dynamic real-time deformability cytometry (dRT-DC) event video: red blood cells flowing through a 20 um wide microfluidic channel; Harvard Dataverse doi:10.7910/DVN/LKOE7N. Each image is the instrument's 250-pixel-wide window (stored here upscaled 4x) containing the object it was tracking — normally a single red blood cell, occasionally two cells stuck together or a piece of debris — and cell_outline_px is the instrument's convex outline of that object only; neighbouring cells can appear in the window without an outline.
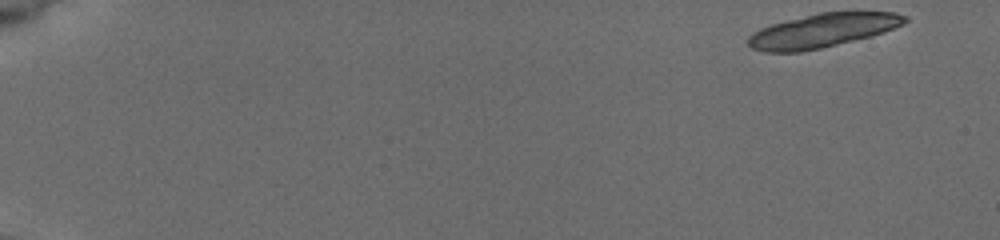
{"species": "common noctule bat (a hibernating species)", "species_latin": "Nyctalus noctula", "temperature_condition": "cold", "stored_images_in_passage": 8, "camera_frame_rate_fps": 3000, "um_per_image_px": 0.085, "animal": {"sex": "female", "body_mass_g": 19.5, "forearm_length_mm": 54.1}, "frame": {"image": 1, "passage_image": 1, "time_ms": 0.0, "image_size_px": [1000, 240], "cell_outline_px": [[908, 20], [904, 24], [884, 32], [872, 36], [820, 48], [800, 52], [764, 52], [752, 48], [748, 44], [748, 36], [752, 32], [760, 28], [772, 24], [820, 12], [896, 12], [908, 16]], "centroid_in_image_um": [69.93, 2.6], "position_along_channel_um": 15.1, "area_um2": 30.81}}
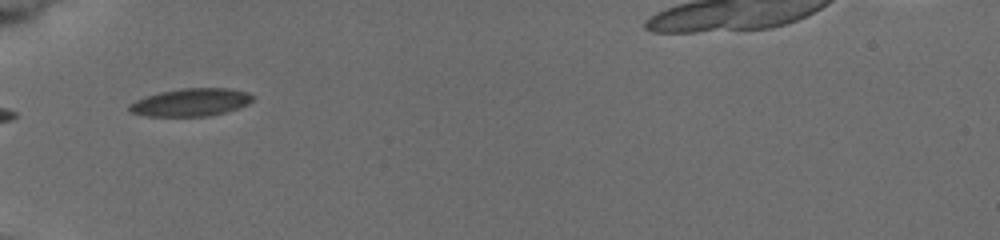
{"frame": {"image": 2, "passage_image": 7, "time_ms": 6.0, "image_size_px": [1000, 240], "cell_outline_px": [[252, 100], [248, 104], [224, 112], [208, 116], [148, 116], [128, 112], [128, 104], [144, 96], [160, 92], [180, 88], [228, 88], [248, 92], [252, 96]], "centroid_in_image_um": [16.16, 8.69], "position_along_channel_um": 68.8, "area_um2": 19.94}}